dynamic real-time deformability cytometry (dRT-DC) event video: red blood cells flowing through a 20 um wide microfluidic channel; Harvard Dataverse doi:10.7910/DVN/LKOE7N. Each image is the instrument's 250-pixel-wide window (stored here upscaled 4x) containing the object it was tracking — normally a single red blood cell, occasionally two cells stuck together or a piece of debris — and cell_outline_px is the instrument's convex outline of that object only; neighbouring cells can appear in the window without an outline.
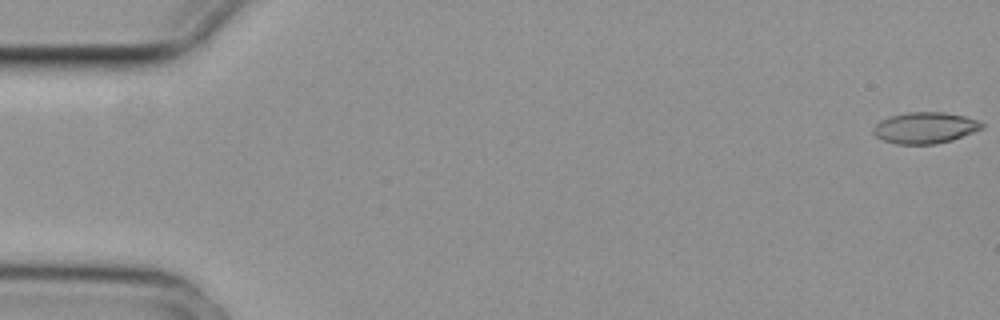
{"species": "common noctule bat (a hibernating species)", "species_latin": "Nyctalus noctula", "temperature_condition": "cold", "stored_images_in_passage": 5, "camera_frame_rate_fps": 3000, "um_per_image_px": 0.085, "animal": {"sex": "female", "body_mass_g": 29.2, "forearm_length_mm": 56.3}, "frame": {"image": 1, "passage_image": 1, "time_ms": 0.0, "image_size_px": [1000, 320], "cell_outline_px": [[984, 128], [952, 140], [936, 144], [896, 144], [884, 140], [876, 136], [872, 132], [872, 128], [880, 120], [892, 116], [908, 112], [944, 112], [964, 116], [980, 120], [984, 124]], "centroid_in_image_um": [78.65, 10.86], "position_along_channel_um": 6.4, "area_um2": 19.83}}
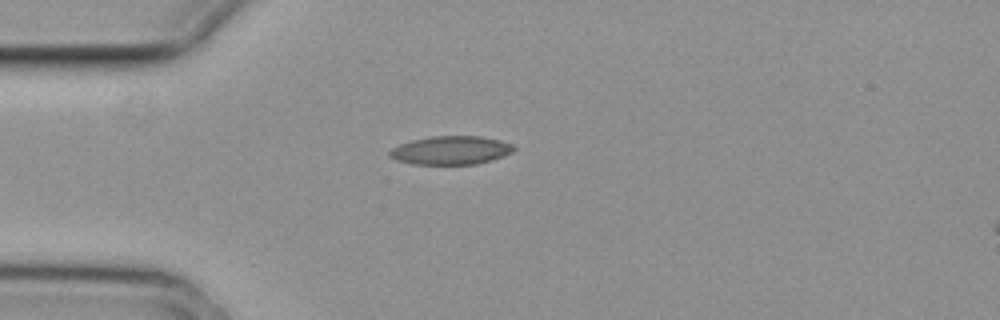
{"frame": {"image": 2, "passage_image": 5, "time_ms": 1.333, "image_size_px": [1000, 320], "cell_outline_px": [[516, 148], [512, 152], [504, 156], [492, 160], [476, 164], [412, 164], [396, 160], [388, 156], [388, 152], [392, 148], [400, 144], [412, 140], [432, 136], [480, 136], [500, 140], [512, 144]], "centroid_in_image_um": [38.32, 12.77], "position_along_channel_um": 46.7, "area_um2": 20.69}}